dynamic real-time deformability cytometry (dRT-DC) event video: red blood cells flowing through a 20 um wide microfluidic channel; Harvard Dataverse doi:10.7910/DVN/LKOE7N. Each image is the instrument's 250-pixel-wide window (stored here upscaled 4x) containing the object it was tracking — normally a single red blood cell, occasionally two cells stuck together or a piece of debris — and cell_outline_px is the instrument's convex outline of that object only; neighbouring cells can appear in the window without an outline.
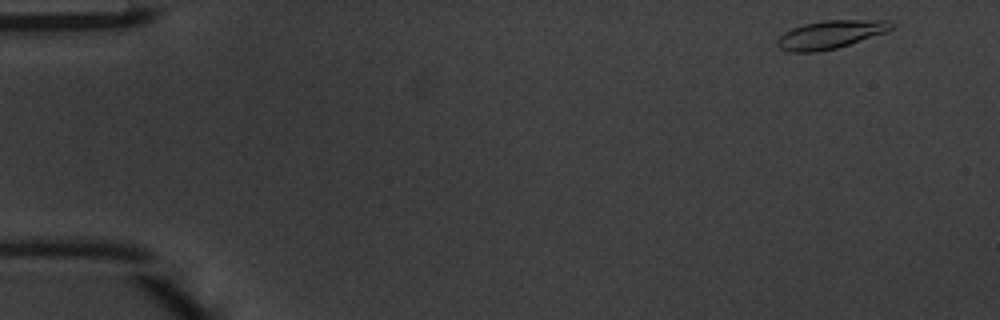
{"species": "common noctule bat (a hibernating species)", "species_latin": "Nyctalus noctula", "temperature_condition": "warm", "stored_images_in_passage": 46, "camera_frame_rate_fps": 3000, "um_per_image_px": 0.085, "animal": {"sex": "male", "body_mass_g": 20.1, "forearm_length_mm": 53.5}, "frame": {"image": 1, "passage_image": 1, "time_ms": 0.0, "image_size_px": [1000, 320], "cell_outline_px": [[896, 24], [892, 28], [884, 32], [836, 48], [820, 52], [792, 52], [780, 48], [776, 44], [776, 40], [784, 32], [792, 28], [804, 24], [824, 20], [892, 20]], "centroid_in_image_um": [70.57, 2.93], "position_along_channel_um": 14.4, "area_um2": 18.61}}
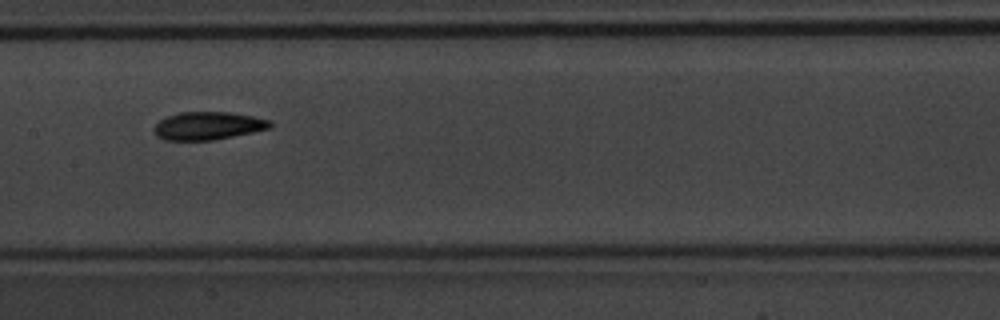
{"frame": {"image": 2, "passage_image": 22, "time_ms": 7.0, "image_size_px": [1000, 320], "cell_outline_px": [[272, 128], [212, 140], [164, 140], [156, 136], [156, 124], [160, 120], [168, 116], [180, 112], [232, 112], [272, 120]], "centroid_in_image_um": [17.72, 10.68], "position_along_channel_um": 189.7, "area_um2": 18.79}}
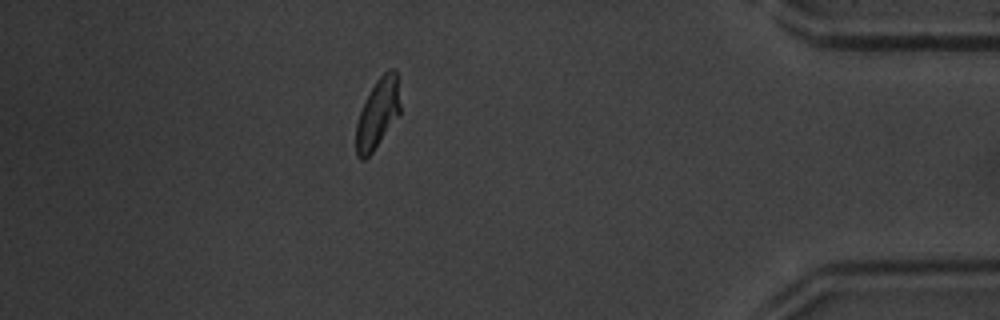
{"frame": {"image": 3, "passage_image": 40, "time_ms": 13.0, "image_size_px": [1000, 320], "cell_outline_px": [[400, 116], [372, 152], [364, 160], [360, 160], [356, 156], [356, 124], [360, 112], [376, 80], [388, 68], [392, 68], [400, 76]], "centroid_in_image_um": [32.15, 9.62], "position_along_channel_um": 403.0, "area_um2": 18.26}, "authors_computed_cell_mechanics": {"area_um2": 18.5538, "velocity_mm_per_s": 4.2239, "shape_relaxation_time_tau1_ms": 2.7286, "shape_relaxation_time_tau2_ms": 2.6506, "deformation_change_tau1": 0.1535, "deformation_change_tau2": 0.0806}}